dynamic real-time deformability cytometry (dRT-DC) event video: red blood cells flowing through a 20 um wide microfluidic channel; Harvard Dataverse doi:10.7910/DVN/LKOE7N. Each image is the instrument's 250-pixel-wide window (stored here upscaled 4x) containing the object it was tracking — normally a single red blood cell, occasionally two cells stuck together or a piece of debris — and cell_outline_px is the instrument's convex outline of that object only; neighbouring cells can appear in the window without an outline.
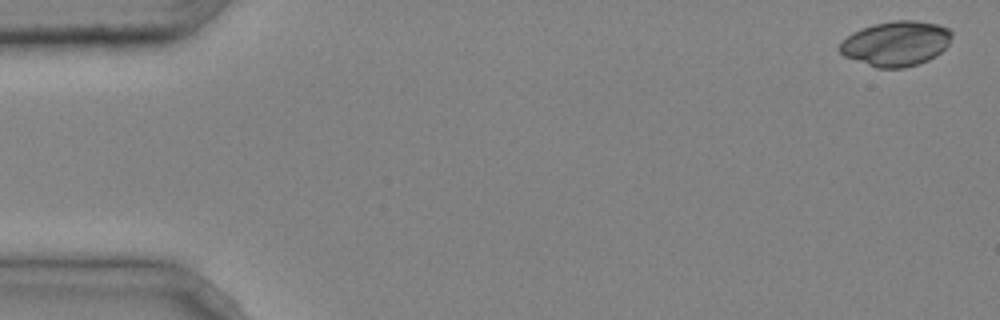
{"species": "common noctule bat (a hibernating species)", "species_latin": "Nyctalus noctula", "temperature_condition": "cold", "stored_images_in_passage": 6, "camera_frame_rate_fps": 3000, "um_per_image_px": 0.085, "animal": {"sex": "male", "body_mass_g": 20.4}, "frame": {"image": 1, "passage_image": 1, "time_ms": 0.0, "image_size_px": [1000, 320], "cell_outline_px": [[952, 36], [948, 44], [936, 56], [928, 60], [904, 68], [876, 68], [844, 56], [836, 48], [852, 32], [876, 24], [892, 20], [916, 20], [936, 24], [948, 28], [952, 32]], "centroid_in_image_um": [76.16, 3.7], "position_along_channel_um": 8.8, "area_um2": 29.25}}
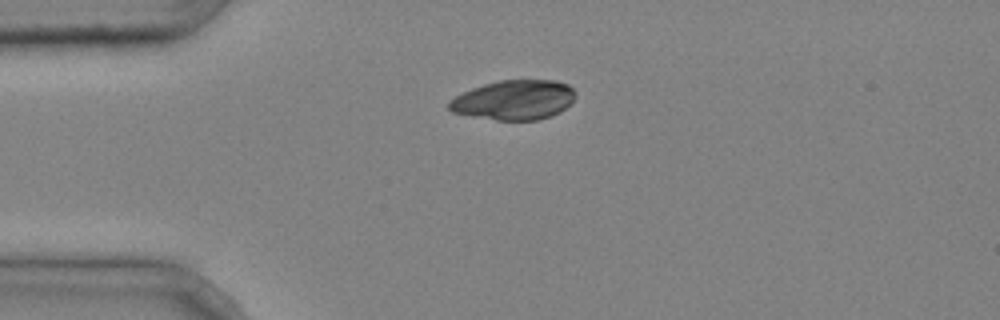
{"frame": {"image": 2, "passage_image": 4, "time_ms": 1.0, "image_size_px": [1000, 320], "cell_outline_px": [[576, 96], [560, 112], [552, 116], [540, 120], [496, 120], [472, 116], [452, 112], [448, 108], [448, 100], [472, 88], [484, 84], [500, 80], [556, 80], [568, 84], [576, 92]], "centroid_in_image_um": [43.7, 8.5], "position_along_channel_um": 41.3, "area_um2": 29.3}}
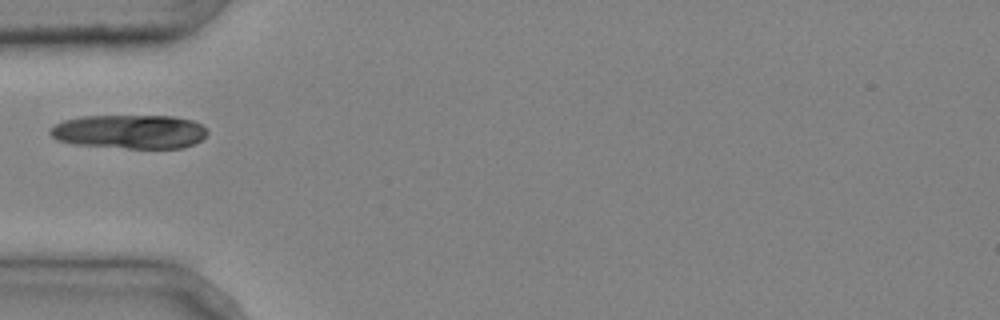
{"frame": {"image": 3, "passage_image": 5, "time_ms": 1.333, "image_size_px": [1000, 320], "cell_outline_px": [[208, 132], [200, 140], [192, 144], [180, 148], [128, 148], [72, 144], [56, 140], [48, 132], [56, 124], [64, 120], [80, 116], [172, 116], [192, 120], [200, 124]], "centroid_in_image_um": [10.98, 11.19], "position_along_channel_um": 74.0, "area_um2": 30.98}}